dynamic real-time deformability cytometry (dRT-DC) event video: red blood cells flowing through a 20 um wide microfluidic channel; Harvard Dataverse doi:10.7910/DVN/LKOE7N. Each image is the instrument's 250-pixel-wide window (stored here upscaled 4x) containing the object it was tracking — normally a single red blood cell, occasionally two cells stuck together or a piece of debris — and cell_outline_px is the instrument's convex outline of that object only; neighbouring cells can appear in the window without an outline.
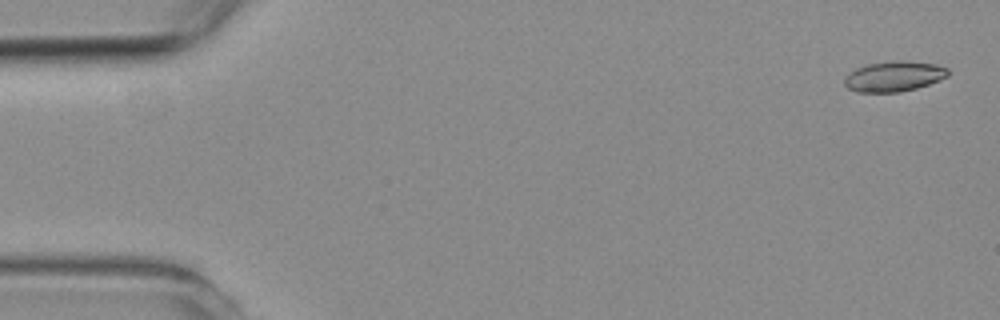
{"species": "common noctule bat (a hibernating species)", "species_latin": "Nyctalus noctula", "temperature_condition": "room temperature", "stored_images_in_passage": 55, "camera_frame_rate_fps": 3000, "um_per_image_px": 0.085, "animal": {"sex": "female", "body_mass_g": 19.3, "forearm_length_mm": 54.1}, "frame": {"image": 1, "passage_image": 2, "time_ms": 0.333, "image_size_px": [1000, 320], "cell_outline_px": [[948, 76], [940, 80], [916, 88], [900, 92], [860, 92], [848, 88], [844, 84], [844, 80], [856, 68], [868, 64], [892, 60], [904, 60], [936, 64], [948, 68]], "centroid_in_image_um": [76.02, 6.48], "position_along_channel_um": 9.0, "area_um2": 18.21}}
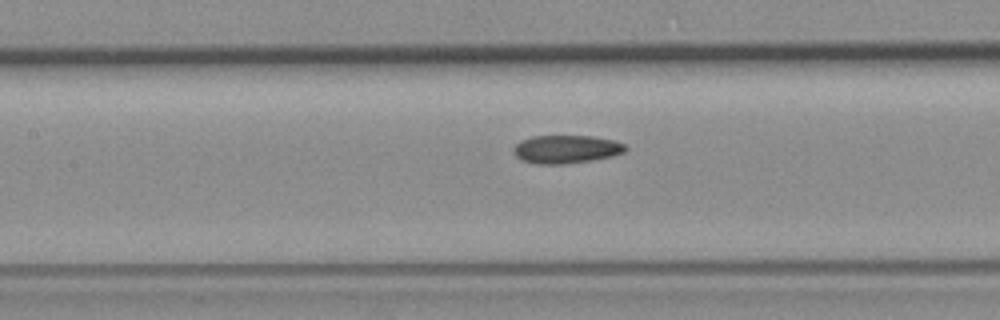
{"frame": {"image": 2, "passage_image": 25, "time_ms": 8.0, "image_size_px": [1000, 320], "cell_outline_px": [[628, 148], [624, 152], [612, 156], [592, 160], [564, 164], [536, 164], [520, 160], [512, 152], [512, 148], [520, 140], [532, 136], [592, 136], [612, 140], [624, 144]], "centroid_in_image_um": [48.08, 12.69], "position_along_channel_um": 159.3, "area_um2": 18.5}}
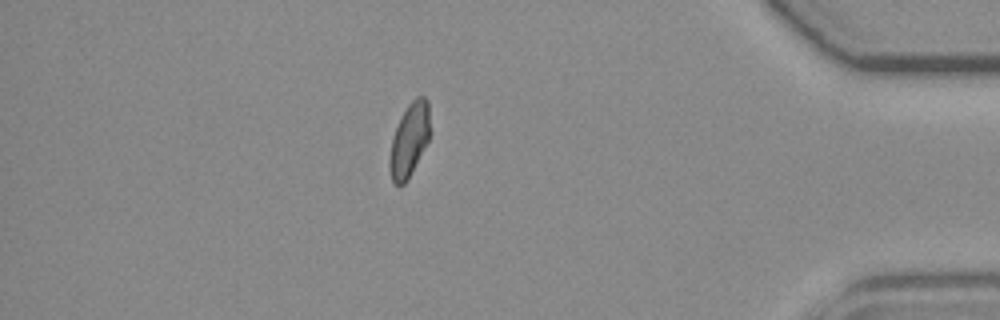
{"frame": {"image": 3, "passage_image": 48, "time_ms": 15.667, "image_size_px": [1000, 320], "cell_outline_px": [[428, 140], [408, 180], [400, 188], [392, 180], [388, 168], [388, 160], [392, 140], [396, 128], [408, 104], [416, 96], [424, 96], [428, 100]], "centroid_in_image_um": [34.76, 11.95], "position_along_channel_um": 400.4, "area_um2": 16.99}, "authors_computed_cell_mechanics": {"area_um2": 18.3226, "velocity_mm_per_s": 3.7178, "shape_relaxation_time_tau1_ms": null, "shape_relaxation_time_tau2_ms": 3.1299, "deformation_change_tau1": null, "deformation_change_tau2": 0.0879}}